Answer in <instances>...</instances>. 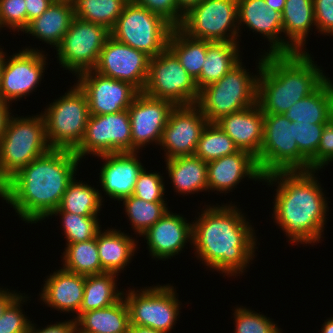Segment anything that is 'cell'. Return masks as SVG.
<instances>
[{
    "label": "cell",
    "instance_id": "1",
    "mask_svg": "<svg viewBox=\"0 0 333 333\" xmlns=\"http://www.w3.org/2000/svg\"><path fill=\"white\" fill-rule=\"evenodd\" d=\"M231 204L206 205L202 209L192 222L191 245L207 268L236 277L245 272L258 248L252 225L241 209Z\"/></svg>",
    "mask_w": 333,
    "mask_h": 333
},
{
    "label": "cell",
    "instance_id": "2",
    "mask_svg": "<svg viewBox=\"0 0 333 333\" xmlns=\"http://www.w3.org/2000/svg\"><path fill=\"white\" fill-rule=\"evenodd\" d=\"M79 162L73 151L50 149L7 181L6 203L25 223L49 218L75 178Z\"/></svg>",
    "mask_w": 333,
    "mask_h": 333
},
{
    "label": "cell",
    "instance_id": "3",
    "mask_svg": "<svg viewBox=\"0 0 333 333\" xmlns=\"http://www.w3.org/2000/svg\"><path fill=\"white\" fill-rule=\"evenodd\" d=\"M315 173L275 172L263 177L268 185L278 184L272 216L292 243L315 244L323 237L329 207Z\"/></svg>",
    "mask_w": 333,
    "mask_h": 333
},
{
    "label": "cell",
    "instance_id": "4",
    "mask_svg": "<svg viewBox=\"0 0 333 333\" xmlns=\"http://www.w3.org/2000/svg\"><path fill=\"white\" fill-rule=\"evenodd\" d=\"M260 56L257 104L263 114H285L328 78L306 51Z\"/></svg>",
    "mask_w": 333,
    "mask_h": 333
},
{
    "label": "cell",
    "instance_id": "5",
    "mask_svg": "<svg viewBox=\"0 0 333 333\" xmlns=\"http://www.w3.org/2000/svg\"><path fill=\"white\" fill-rule=\"evenodd\" d=\"M241 61L220 80L199 90L195 105L209 123L257 104L258 74H249Z\"/></svg>",
    "mask_w": 333,
    "mask_h": 333
},
{
    "label": "cell",
    "instance_id": "6",
    "mask_svg": "<svg viewBox=\"0 0 333 333\" xmlns=\"http://www.w3.org/2000/svg\"><path fill=\"white\" fill-rule=\"evenodd\" d=\"M49 146L43 116H10L0 139V173L8 181L24 166L47 153Z\"/></svg>",
    "mask_w": 333,
    "mask_h": 333
},
{
    "label": "cell",
    "instance_id": "7",
    "mask_svg": "<svg viewBox=\"0 0 333 333\" xmlns=\"http://www.w3.org/2000/svg\"><path fill=\"white\" fill-rule=\"evenodd\" d=\"M46 107L41 115L49 146L74 151L84 137L90 116L86 95L74 83L62 97Z\"/></svg>",
    "mask_w": 333,
    "mask_h": 333
},
{
    "label": "cell",
    "instance_id": "8",
    "mask_svg": "<svg viewBox=\"0 0 333 333\" xmlns=\"http://www.w3.org/2000/svg\"><path fill=\"white\" fill-rule=\"evenodd\" d=\"M263 143L256 158L263 176L275 172L309 171V160L299 151L294 123L285 114H264Z\"/></svg>",
    "mask_w": 333,
    "mask_h": 333
},
{
    "label": "cell",
    "instance_id": "9",
    "mask_svg": "<svg viewBox=\"0 0 333 333\" xmlns=\"http://www.w3.org/2000/svg\"><path fill=\"white\" fill-rule=\"evenodd\" d=\"M172 29L161 16L129 0L110 34L118 42L155 57L167 48Z\"/></svg>",
    "mask_w": 333,
    "mask_h": 333
},
{
    "label": "cell",
    "instance_id": "10",
    "mask_svg": "<svg viewBox=\"0 0 333 333\" xmlns=\"http://www.w3.org/2000/svg\"><path fill=\"white\" fill-rule=\"evenodd\" d=\"M176 294L174 286L169 284L123 292L129 310L130 325L149 327L163 333L171 331L181 310Z\"/></svg>",
    "mask_w": 333,
    "mask_h": 333
},
{
    "label": "cell",
    "instance_id": "11",
    "mask_svg": "<svg viewBox=\"0 0 333 333\" xmlns=\"http://www.w3.org/2000/svg\"><path fill=\"white\" fill-rule=\"evenodd\" d=\"M142 92L175 106L195 104L199 95L195 80L168 48L150 58L147 82Z\"/></svg>",
    "mask_w": 333,
    "mask_h": 333
},
{
    "label": "cell",
    "instance_id": "12",
    "mask_svg": "<svg viewBox=\"0 0 333 333\" xmlns=\"http://www.w3.org/2000/svg\"><path fill=\"white\" fill-rule=\"evenodd\" d=\"M179 28L190 38L239 42L237 0H202L184 15Z\"/></svg>",
    "mask_w": 333,
    "mask_h": 333
},
{
    "label": "cell",
    "instance_id": "13",
    "mask_svg": "<svg viewBox=\"0 0 333 333\" xmlns=\"http://www.w3.org/2000/svg\"><path fill=\"white\" fill-rule=\"evenodd\" d=\"M111 36L106 27L74 17L57 51L59 64L74 75L93 70Z\"/></svg>",
    "mask_w": 333,
    "mask_h": 333
},
{
    "label": "cell",
    "instance_id": "14",
    "mask_svg": "<svg viewBox=\"0 0 333 333\" xmlns=\"http://www.w3.org/2000/svg\"><path fill=\"white\" fill-rule=\"evenodd\" d=\"M82 160L90 154L132 152L130 115L127 110L106 115H90L85 134L73 151Z\"/></svg>",
    "mask_w": 333,
    "mask_h": 333
},
{
    "label": "cell",
    "instance_id": "15",
    "mask_svg": "<svg viewBox=\"0 0 333 333\" xmlns=\"http://www.w3.org/2000/svg\"><path fill=\"white\" fill-rule=\"evenodd\" d=\"M46 58L44 51L28 47L5 57L0 77V98L11 103L32 93L42 80Z\"/></svg>",
    "mask_w": 333,
    "mask_h": 333
},
{
    "label": "cell",
    "instance_id": "16",
    "mask_svg": "<svg viewBox=\"0 0 333 333\" xmlns=\"http://www.w3.org/2000/svg\"><path fill=\"white\" fill-rule=\"evenodd\" d=\"M76 84L87 97L90 115L127 110L140 91L131 83L104 76L94 70L77 75Z\"/></svg>",
    "mask_w": 333,
    "mask_h": 333
},
{
    "label": "cell",
    "instance_id": "17",
    "mask_svg": "<svg viewBox=\"0 0 333 333\" xmlns=\"http://www.w3.org/2000/svg\"><path fill=\"white\" fill-rule=\"evenodd\" d=\"M150 56L110 36L102 50L94 71L116 80L131 83L140 92L145 88Z\"/></svg>",
    "mask_w": 333,
    "mask_h": 333
},
{
    "label": "cell",
    "instance_id": "18",
    "mask_svg": "<svg viewBox=\"0 0 333 333\" xmlns=\"http://www.w3.org/2000/svg\"><path fill=\"white\" fill-rule=\"evenodd\" d=\"M208 123L195 104L175 106L159 143L166 153L165 160L194 155L199 137Z\"/></svg>",
    "mask_w": 333,
    "mask_h": 333
},
{
    "label": "cell",
    "instance_id": "19",
    "mask_svg": "<svg viewBox=\"0 0 333 333\" xmlns=\"http://www.w3.org/2000/svg\"><path fill=\"white\" fill-rule=\"evenodd\" d=\"M172 102L156 99L140 92L128 108L131 124L132 152H139L150 143H160L171 111Z\"/></svg>",
    "mask_w": 333,
    "mask_h": 333
},
{
    "label": "cell",
    "instance_id": "20",
    "mask_svg": "<svg viewBox=\"0 0 333 333\" xmlns=\"http://www.w3.org/2000/svg\"><path fill=\"white\" fill-rule=\"evenodd\" d=\"M238 27L245 26L261 33L270 42L264 54H292L297 51L281 36V13L266 5L265 0H237ZM280 34V35H278ZM281 38H280V37Z\"/></svg>",
    "mask_w": 333,
    "mask_h": 333
},
{
    "label": "cell",
    "instance_id": "21",
    "mask_svg": "<svg viewBox=\"0 0 333 333\" xmlns=\"http://www.w3.org/2000/svg\"><path fill=\"white\" fill-rule=\"evenodd\" d=\"M139 152H119L99 155L105 163L100 167L99 183L104 194L115 201L133 195L139 173L144 166L137 156Z\"/></svg>",
    "mask_w": 333,
    "mask_h": 333
},
{
    "label": "cell",
    "instance_id": "22",
    "mask_svg": "<svg viewBox=\"0 0 333 333\" xmlns=\"http://www.w3.org/2000/svg\"><path fill=\"white\" fill-rule=\"evenodd\" d=\"M142 237L147 240L152 258L163 261L171 259L183 251L187 242L192 244V222L169 210Z\"/></svg>",
    "mask_w": 333,
    "mask_h": 333
},
{
    "label": "cell",
    "instance_id": "23",
    "mask_svg": "<svg viewBox=\"0 0 333 333\" xmlns=\"http://www.w3.org/2000/svg\"><path fill=\"white\" fill-rule=\"evenodd\" d=\"M208 192L209 190L228 193L242 179L263 181L256 157L251 153L239 150L231 155L207 163Z\"/></svg>",
    "mask_w": 333,
    "mask_h": 333
},
{
    "label": "cell",
    "instance_id": "24",
    "mask_svg": "<svg viewBox=\"0 0 333 333\" xmlns=\"http://www.w3.org/2000/svg\"><path fill=\"white\" fill-rule=\"evenodd\" d=\"M215 124L239 150L258 157L263 143L264 114L258 104L220 118Z\"/></svg>",
    "mask_w": 333,
    "mask_h": 333
},
{
    "label": "cell",
    "instance_id": "25",
    "mask_svg": "<svg viewBox=\"0 0 333 333\" xmlns=\"http://www.w3.org/2000/svg\"><path fill=\"white\" fill-rule=\"evenodd\" d=\"M45 280L41 301L57 311L77 314L73 315L76 320L83 302L85 276L61 268Z\"/></svg>",
    "mask_w": 333,
    "mask_h": 333
},
{
    "label": "cell",
    "instance_id": "26",
    "mask_svg": "<svg viewBox=\"0 0 333 333\" xmlns=\"http://www.w3.org/2000/svg\"><path fill=\"white\" fill-rule=\"evenodd\" d=\"M74 17L71 0H54L46 11L30 21L22 32L31 34L39 41L57 48Z\"/></svg>",
    "mask_w": 333,
    "mask_h": 333
},
{
    "label": "cell",
    "instance_id": "27",
    "mask_svg": "<svg viewBox=\"0 0 333 333\" xmlns=\"http://www.w3.org/2000/svg\"><path fill=\"white\" fill-rule=\"evenodd\" d=\"M285 116L293 123H328L333 118V80L327 78L313 93L293 104Z\"/></svg>",
    "mask_w": 333,
    "mask_h": 333
},
{
    "label": "cell",
    "instance_id": "28",
    "mask_svg": "<svg viewBox=\"0 0 333 333\" xmlns=\"http://www.w3.org/2000/svg\"><path fill=\"white\" fill-rule=\"evenodd\" d=\"M101 231L97 234V247L102 269L118 274L131 262L137 241L118 229Z\"/></svg>",
    "mask_w": 333,
    "mask_h": 333
},
{
    "label": "cell",
    "instance_id": "29",
    "mask_svg": "<svg viewBox=\"0 0 333 333\" xmlns=\"http://www.w3.org/2000/svg\"><path fill=\"white\" fill-rule=\"evenodd\" d=\"M165 161L168 175L177 193L188 195L208 190L207 162L195 155Z\"/></svg>",
    "mask_w": 333,
    "mask_h": 333
},
{
    "label": "cell",
    "instance_id": "30",
    "mask_svg": "<svg viewBox=\"0 0 333 333\" xmlns=\"http://www.w3.org/2000/svg\"><path fill=\"white\" fill-rule=\"evenodd\" d=\"M76 322L77 333H128V306L122 297L109 307L82 313Z\"/></svg>",
    "mask_w": 333,
    "mask_h": 333
},
{
    "label": "cell",
    "instance_id": "31",
    "mask_svg": "<svg viewBox=\"0 0 333 333\" xmlns=\"http://www.w3.org/2000/svg\"><path fill=\"white\" fill-rule=\"evenodd\" d=\"M281 19L286 41L297 52H305L306 38L311 27H316L313 0H286Z\"/></svg>",
    "mask_w": 333,
    "mask_h": 333
},
{
    "label": "cell",
    "instance_id": "32",
    "mask_svg": "<svg viewBox=\"0 0 333 333\" xmlns=\"http://www.w3.org/2000/svg\"><path fill=\"white\" fill-rule=\"evenodd\" d=\"M239 42L207 41V53L199 78L195 81L198 90L217 82L240 60Z\"/></svg>",
    "mask_w": 333,
    "mask_h": 333
},
{
    "label": "cell",
    "instance_id": "33",
    "mask_svg": "<svg viewBox=\"0 0 333 333\" xmlns=\"http://www.w3.org/2000/svg\"><path fill=\"white\" fill-rule=\"evenodd\" d=\"M167 48L177 57L187 73L196 81L207 53V40L190 38L179 27L170 32Z\"/></svg>",
    "mask_w": 333,
    "mask_h": 333
},
{
    "label": "cell",
    "instance_id": "34",
    "mask_svg": "<svg viewBox=\"0 0 333 333\" xmlns=\"http://www.w3.org/2000/svg\"><path fill=\"white\" fill-rule=\"evenodd\" d=\"M114 272L85 276L83 302L79 316L87 311L103 309L118 302L123 297V291L117 290V280Z\"/></svg>",
    "mask_w": 333,
    "mask_h": 333
},
{
    "label": "cell",
    "instance_id": "35",
    "mask_svg": "<svg viewBox=\"0 0 333 333\" xmlns=\"http://www.w3.org/2000/svg\"><path fill=\"white\" fill-rule=\"evenodd\" d=\"M95 187L76 177L67 186L61 203L53 212H69L81 216H98L102 208L103 196Z\"/></svg>",
    "mask_w": 333,
    "mask_h": 333
},
{
    "label": "cell",
    "instance_id": "36",
    "mask_svg": "<svg viewBox=\"0 0 333 333\" xmlns=\"http://www.w3.org/2000/svg\"><path fill=\"white\" fill-rule=\"evenodd\" d=\"M63 269L83 276L105 273L100 263L97 236L91 240L66 244Z\"/></svg>",
    "mask_w": 333,
    "mask_h": 333
},
{
    "label": "cell",
    "instance_id": "37",
    "mask_svg": "<svg viewBox=\"0 0 333 333\" xmlns=\"http://www.w3.org/2000/svg\"><path fill=\"white\" fill-rule=\"evenodd\" d=\"M74 16L112 30L129 0H71Z\"/></svg>",
    "mask_w": 333,
    "mask_h": 333
},
{
    "label": "cell",
    "instance_id": "38",
    "mask_svg": "<svg viewBox=\"0 0 333 333\" xmlns=\"http://www.w3.org/2000/svg\"><path fill=\"white\" fill-rule=\"evenodd\" d=\"M125 214L128 215L131 228L141 237L168 211L165 202H147L134 195L122 199Z\"/></svg>",
    "mask_w": 333,
    "mask_h": 333
},
{
    "label": "cell",
    "instance_id": "39",
    "mask_svg": "<svg viewBox=\"0 0 333 333\" xmlns=\"http://www.w3.org/2000/svg\"><path fill=\"white\" fill-rule=\"evenodd\" d=\"M238 151V147L225 132L215 123H208L199 137L194 155L208 163Z\"/></svg>",
    "mask_w": 333,
    "mask_h": 333
},
{
    "label": "cell",
    "instance_id": "40",
    "mask_svg": "<svg viewBox=\"0 0 333 333\" xmlns=\"http://www.w3.org/2000/svg\"><path fill=\"white\" fill-rule=\"evenodd\" d=\"M62 216L66 244L78 243L95 238L101 230L98 216H81L69 212H52L49 217ZM98 218V219H97Z\"/></svg>",
    "mask_w": 333,
    "mask_h": 333
},
{
    "label": "cell",
    "instance_id": "41",
    "mask_svg": "<svg viewBox=\"0 0 333 333\" xmlns=\"http://www.w3.org/2000/svg\"><path fill=\"white\" fill-rule=\"evenodd\" d=\"M233 314L236 323L235 333H281V328L260 312L237 306Z\"/></svg>",
    "mask_w": 333,
    "mask_h": 333
},
{
    "label": "cell",
    "instance_id": "42",
    "mask_svg": "<svg viewBox=\"0 0 333 333\" xmlns=\"http://www.w3.org/2000/svg\"><path fill=\"white\" fill-rule=\"evenodd\" d=\"M164 178L157 172H146V168L139 173L133 195L147 202H167L164 198Z\"/></svg>",
    "mask_w": 333,
    "mask_h": 333
},
{
    "label": "cell",
    "instance_id": "43",
    "mask_svg": "<svg viewBox=\"0 0 333 333\" xmlns=\"http://www.w3.org/2000/svg\"><path fill=\"white\" fill-rule=\"evenodd\" d=\"M29 297L21 293L7 306L0 318V333H26L31 323L21 309Z\"/></svg>",
    "mask_w": 333,
    "mask_h": 333
},
{
    "label": "cell",
    "instance_id": "44",
    "mask_svg": "<svg viewBox=\"0 0 333 333\" xmlns=\"http://www.w3.org/2000/svg\"><path fill=\"white\" fill-rule=\"evenodd\" d=\"M324 126L325 124L294 123L298 149L308 160L317 152Z\"/></svg>",
    "mask_w": 333,
    "mask_h": 333
},
{
    "label": "cell",
    "instance_id": "45",
    "mask_svg": "<svg viewBox=\"0 0 333 333\" xmlns=\"http://www.w3.org/2000/svg\"><path fill=\"white\" fill-rule=\"evenodd\" d=\"M3 27L14 32L27 27L25 0H0V28Z\"/></svg>",
    "mask_w": 333,
    "mask_h": 333
},
{
    "label": "cell",
    "instance_id": "46",
    "mask_svg": "<svg viewBox=\"0 0 333 333\" xmlns=\"http://www.w3.org/2000/svg\"><path fill=\"white\" fill-rule=\"evenodd\" d=\"M150 12L161 16L173 28L181 26L184 15L178 10L176 0H133Z\"/></svg>",
    "mask_w": 333,
    "mask_h": 333
},
{
    "label": "cell",
    "instance_id": "47",
    "mask_svg": "<svg viewBox=\"0 0 333 333\" xmlns=\"http://www.w3.org/2000/svg\"><path fill=\"white\" fill-rule=\"evenodd\" d=\"M333 161V118L325 124L316 154L309 160V171H320Z\"/></svg>",
    "mask_w": 333,
    "mask_h": 333
},
{
    "label": "cell",
    "instance_id": "48",
    "mask_svg": "<svg viewBox=\"0 0 333 333\" xmlns=\"http://www.w3.org/2000/svg\"><path fill=\"white\" fill-rule=\"evenodd\" d=\"M315 25L320 34L333 35V0H313Z\"/></svg>",
    "mask_w": 333,
    "mask_h": 333
},
{
    "label": "cell",
    "instance_id": "49",
    "mask_svg": "<svg viewBox=\"0 0 333 333\" xmlns=\"http://www.w3.org/2000/svg\"><path fill=\"white\" fill-rule=\"evenodd\" d=\"M26 333H77V322L75 319H70L37 329L35 323L33 324L31 321Z\"/></svg>",
    "mask_w": 333,
    "mask_h": 333
},
{
    "label": "cell",
    "instance_id": "50",
    "mask_svg": "<svg viewBox=\"0 0 333 333\" xmlns=\"http://www.w3.org/2000/svg\"><path fill=\"white\" fill-rule=\"evenodd\" d=\"M53 1L54 0H25L27 11V26L30 21L44 13Z\"/></svg>",
    "mask_w": 333,
    "mask_h": 333
},
{
    "label": "cell",
    "instance_id": "51",
    "mask_svg": "<svg viewBox=\"0 0 333 333\" xmlns=\"http://www.w3.org/2000/svg\"><path fill=\"white\" fill-rule=\"evenodd\" d=\"M10 103L0 98V139L6 131L7 123L12 115ZM10 111V112H9Z\"/></svg>",
    "mask_w": 333,
    "mask_h": 333
},
{
    "label": "cell",
    "instance_id": "52",
    "mask_svg": "<svg viewBox=\"0 0 333 333\" xmlns=\"http://www.w3.org/2000/svg\"><path fill=\"white\" fill-rule=\"evenodd\" d=\"M20 293L13 291L11 292L9 289L5 290L0 288V318L3 315V312L7 308V306L19 295Z\"/></svg>",
    "mask_w": 333,
    "mask_h": 333
},
{
    "label": "cell",
    "instance_id": "53",
    "mask_svg": "<svg viewBox=\"0 0 333 333\" xmlns=\"http://www.w3.org/2000/svg\"><path fill=\"white\" fill-rule=\"evenodd\" d=\"M202 0H176L178 10L185 15L193 7L197 6Z\"/></svg>",
    "mask_w": 333,
    "mask_h": 333
},
{
    "label": "cell",
    "instance_id": "54",
    "mask_svg": "<svg viewBox=\"0 0 333 333\" xmlns=\"http://www.w3.org/2000/svg\"><path fill=\"white\" fill-rule=\"evenodd\" d=\"M128 333H163V332L151 329L149 327L130 325Z\"/></svg>",
    "mask_w": 333,
    "mask_h": 333
},
{
    "label": "cell",
    "instance_id": "55",
    "mask_svg": "<svg viewBox=\"0 0 333 333\" xmlns=\"http://www.w3.org/2000/svg\"><path fill=\"white\" fill-rule=\"evenodd\" d=\"M265 1L268 7L280 13H282L286 2V0H265Z\"/></svg>",
    "mask_w": 333,
    "mask_h": 333
},
{
    "label": "cell",
    "instance_id": "56",
    "mask_svg": "<svg viewBox=\"0 0 333 333\" xmlns=\"http://www.w3.org/2000/svg\"><path fill=\"white\" fill-rule=\"evenodd\" d=\"M0 197L7 200V180L0 173Z\"/></svg>",
    "mask_w": 333,
    "mask_h": 333
},
{
    "label": "cell",
    "instance_id": "57",
    "mask_svg": "<svg viewBox=\"0 0 333 333\" xmlns=\"http://www.w3.org/2000/svg\"><path fill=\"white\" fill-rule=\"evenodd\" d=\"M321 333H333V317L324 322L321 328Z\"/></svg>",
    "mask_w": 333,
    "mask_h": 333
},
{
    "label": "cell",
    "instance_id": "58",
    "mask_svg": "<svg viewBox=\"0 0 333 333\" xmlns=\"http://www.w3.org/2000/svg\"><path fill=\"white\" fill-rule=\"evenodd\" d=\"M5 53L6 52H4L3 49L0 47V77H1L2 67L4 64V59L7 56Z\"/></svg>",
    "mask_w": 333,
    "mask_h": 333
}]
</instances>
